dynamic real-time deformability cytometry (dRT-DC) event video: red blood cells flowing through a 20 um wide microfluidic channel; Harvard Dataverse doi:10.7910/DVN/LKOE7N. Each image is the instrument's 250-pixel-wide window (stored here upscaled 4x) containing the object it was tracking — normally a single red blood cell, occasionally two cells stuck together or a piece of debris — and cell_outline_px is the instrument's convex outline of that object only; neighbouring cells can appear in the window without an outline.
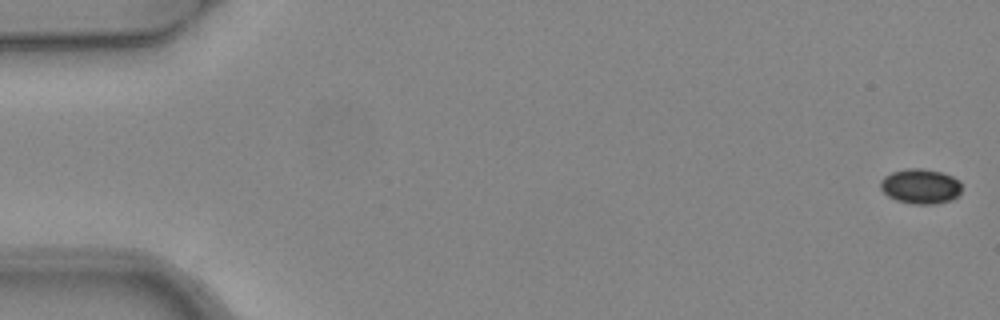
{"species": "common noctule bat (a hibernating species)", "species_latin": "Nyctalus noctula", "temperature_condition": "warm", "stored_images_in_passage": 5, "camera_frame_rate_fps": 3000, "um_per_image_px": 0.085, "animal": {"sex": "female", "body_mass_g": 24.6, "forearm_length_mm": 56.2}, "frame": {"image": 1, "passage_image": 1, "time_ms": 0.0, "image_size_px": [1000, 320], "cell_outline_px": [[960, 192], [952, 200], [936, 204], [912, 204], [896, 200], [888, 196], [880, 188], [880, 180], [884, 176], [892, 172], [908, 168], [920, 168], [940, 172], [952, 176], [960, 180]], "centroid_in_image_um": [78.23, 15.84], "position_along_channel_um": 6.8, "area_um2": 16.59}}